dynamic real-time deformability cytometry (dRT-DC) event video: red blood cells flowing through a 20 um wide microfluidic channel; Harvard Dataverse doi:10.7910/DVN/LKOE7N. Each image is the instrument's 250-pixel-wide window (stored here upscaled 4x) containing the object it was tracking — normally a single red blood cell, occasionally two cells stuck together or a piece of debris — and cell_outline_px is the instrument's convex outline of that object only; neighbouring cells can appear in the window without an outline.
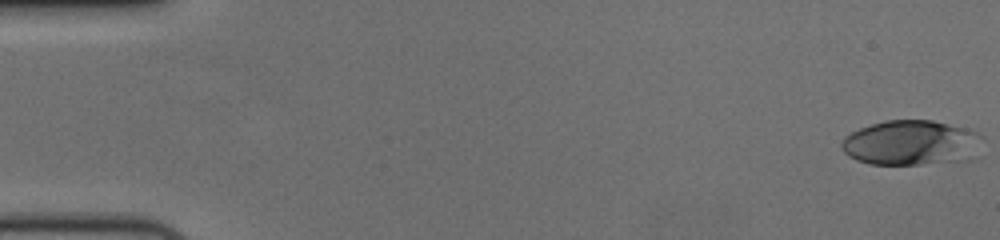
{"species": "human", "species_latin": "Homo sapiens", "temperature_condition": "cold", "stored_images_in_passage": 57, "camera_frame_rate_fps": 3000, "um_per_image_px": 0.085, "donor": {"sex": "female"}, "frame": {"image": 1, "passage_image": 1, "time_ms": 0.0, "image_size_px": [1000, 240], "cell_outline_px": [[984, 136], [976, 160], [920, 164], [868, 164], [856, 160], [848, 156], [844, 152], [840, 144], [844, 136], [860, 128], [884, 120], [932, 120], [968, 128]], "centroid_in_image_um": [77.52, 12.15], "position_along_channel_um": 7.5, "area_um2": 37.69}}
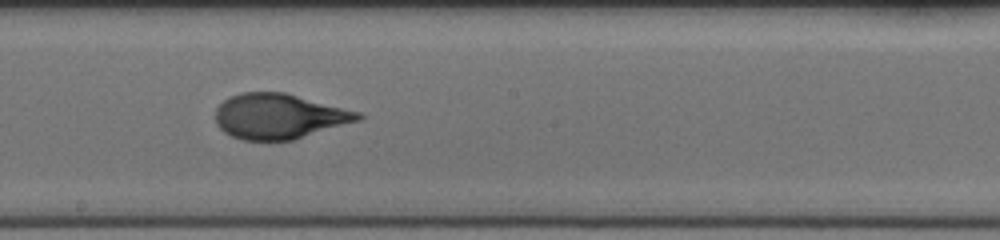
{"frame": {"image": 2, "passage_image": 32, "time_ms": 10.333, "image_size_px": [1000, 240], "cell_outline_px": [[364, 116], [360, 120], [292, 140], [244, 140], [232, 136], [224, 132], [216, 124], [216, 108], [224, 100], [240, 92], [284, 92], [360, 112]], "centroid_in_image_um": [23.71, 9.88], "position_along_channel_um": 224.5, "area_um2": 37.28}}
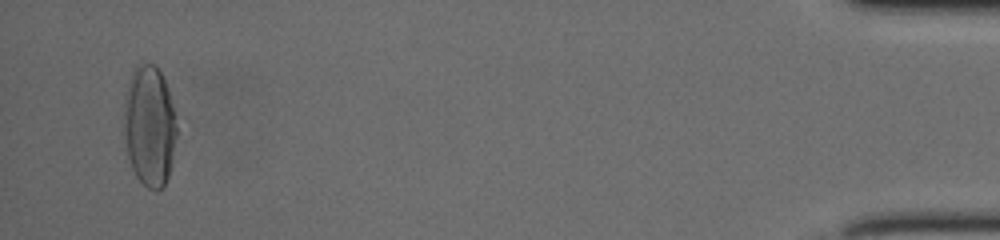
{"frame": {"image": 3, "passage_image": 55, "time_ms": 18.0, "image_size_px": [1000, 240], "cell_outline_px": [[176, 136], [168, 176], [164, 184], [156, 192], [148, 188], [136, 176], [132, 168], [128, 156], [124, 136], [124, 92], [132, 72], [136, 64], [152, 64], [160, 72], [164, 80], [168, 92], [172, 108], [176, 128]], "centroid_in_image_um": [12.66, 10.71], "position_along_channel_um": 422.5, "area_um2": 36.7}, "authors_computed_cell_mechanics": {"area_um2": 37.0498, "velocity_mm_per_s": 3.6649, "shape_relaxation_time_tau1_ms": 6.5625, "shape_relaxation_time_tau2_ms": 0.8752, "deformation_change_tau1": 0.2476, "deformation_change_tau2": 0.0709}}